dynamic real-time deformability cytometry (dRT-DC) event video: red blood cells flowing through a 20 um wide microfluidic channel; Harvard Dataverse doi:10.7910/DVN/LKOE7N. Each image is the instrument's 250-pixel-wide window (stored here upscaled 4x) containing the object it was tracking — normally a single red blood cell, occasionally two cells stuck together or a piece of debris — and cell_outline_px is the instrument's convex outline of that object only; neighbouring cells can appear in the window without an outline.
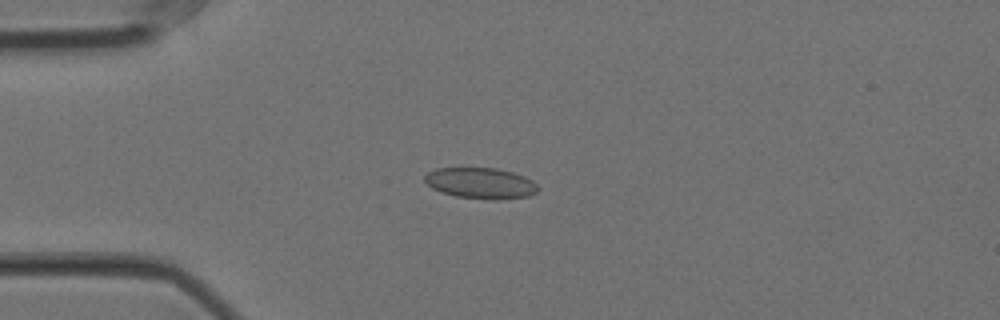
{"species": "Egyptian fruit bat (a non-hibernating species)", "species_latin": "Rousettus aegyptiacus", "temperature_condition": "cold", "stored_images_in_passage": 58, "camera_frame_rate_fps": 3000, "um_per_image_px": 0.085, "animal": {"sex": "female"}, "frame": {"image": 1, "passage_image": 15, "time_ms": 4.667, "image_size_px": [1000, 320], "cell_outline_px": [[540, 188], [536, 192], [528, 196], [496, 200], [492, 200], [456, 196], [440, 192], [432, 188], [424, 180], [424, 176], [428, 172], [436, 168], [496, 168], [512, 172], [524, 176], [532, 180]], "centroid_in_image_um": [40.86, 15.57], "position_along_channel_um": 44.1, "area_um2": 20.46}}
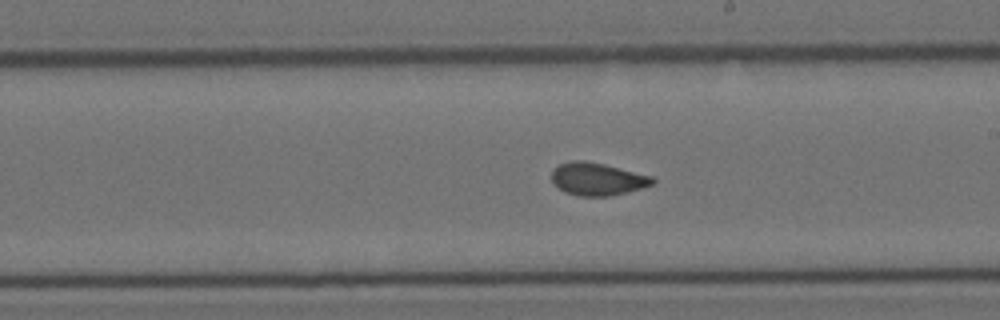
{"frame": {"image": 2, "passage_image": 33, "time_ms": 10.667, "image_size_px": [1000, 320], "cell_outline_px": [[656, 180], [652, 184], [640, 188], [608, 196], [580, 196], [564, 192], [552, 184], [552, 168], [560, 164], [572, 160], [584, 160], [604, 164], [652, 176]], "centroid_in_image_um": [50.72, 15.21], "position_along_channel_um": 238.3, "area_um2": 19.13}}
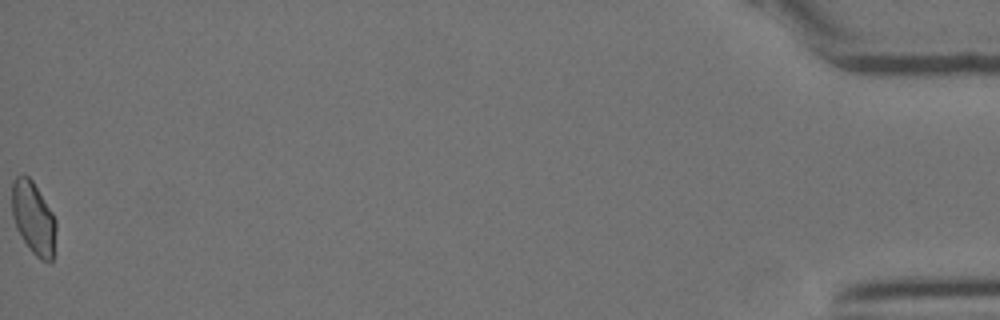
{"frame": {"image": 3, "passage_image": 58, "time_ms": 19.0, "image_size_px": [1000, 320], "cell_outline_px": [[56, 228], [52, 260], [40, 260], [32, 252], [16, 228], [12, 216], [12, 180], [20, 172], [24, 172], [32, 180], [52, 212], [56, 220]], "centroid_in_image_um": [2.82, 18.47], "position_along_channel_um": 432.4, "area_um2": 18.67}, "authors_computed_cell_mechanics": {"area_um2": 19.3919, "velocity_mm_per_s": 3.5456, "shape_relaxation_time_tau1_ms": null, "shape_relaxation_time_tau2_ms": 1.1696, "deformation_change_tau1": null, "deformation_change_tau2": 0.0367}}